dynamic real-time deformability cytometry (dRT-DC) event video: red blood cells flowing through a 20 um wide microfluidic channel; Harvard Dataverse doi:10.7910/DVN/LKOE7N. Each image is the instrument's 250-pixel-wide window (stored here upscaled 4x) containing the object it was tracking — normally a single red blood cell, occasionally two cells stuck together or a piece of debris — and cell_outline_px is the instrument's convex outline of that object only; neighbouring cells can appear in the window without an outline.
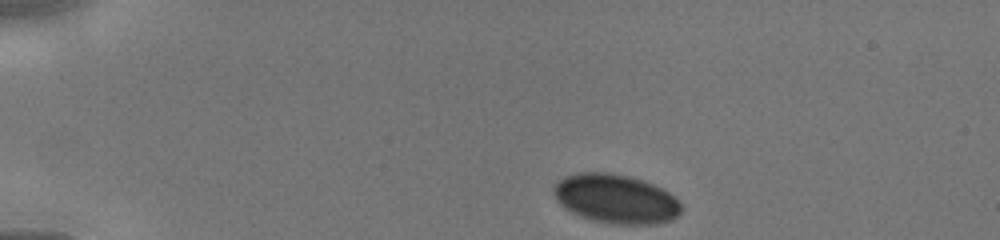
{"species": "human", "species_latin": "Homo sapiens", "temperature_condition": "cold", "stored_images_in_passage": 16, "camera_frame_rate_fps": 3000, "um_per_image_px": 0.085, "donor": {"sex": "male"}, "frame": {"image": 1, "passage_image": 1, "time_ms": 0.0, "image_size_px": [1000, 240], "cell_outline_px": [[680, 212], [672, 220], [656, 224], [616, 224], [592, 220], [580, 216], [572, 212], [560, 204], [556, 200], [552, 192], [552, 188], [564, 176], [580, 172], [608, 172], [628, 176], [644, 180], [668, 192], [680, 204]], "centroid_in_image_um": [52.3, 16.9], "position_along_channel_um": 32.7, "area_um2": 36.36}}
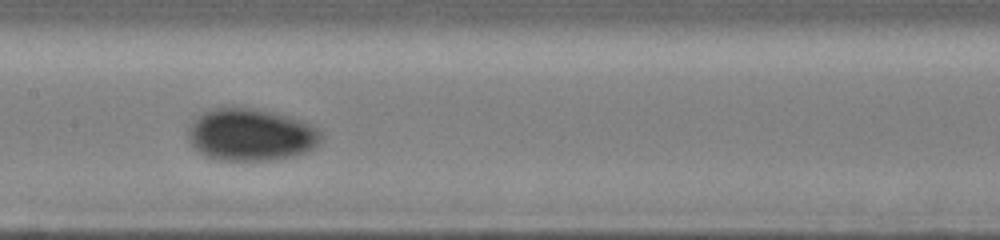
{"frame": {"image": 2, "passage_image": 12, "time_ms": 5.0, "image_size_px": [1000, 240], "cell_outline_px": [[324, 136], [320, 144], [316, 148], [308, 152], [296, 156], [272, 160], [216, 160], [200, 152], [188, 140], [188, 124], [192, 116], [212, 108], [252, 108], [272, 112], [288, 116], [312, 124], [320, 128], [324, 132]], "centroid_in_image_um": [21.36, 11.45], "position_along_channel_um": 186.0, "area_um2": 41.33}}
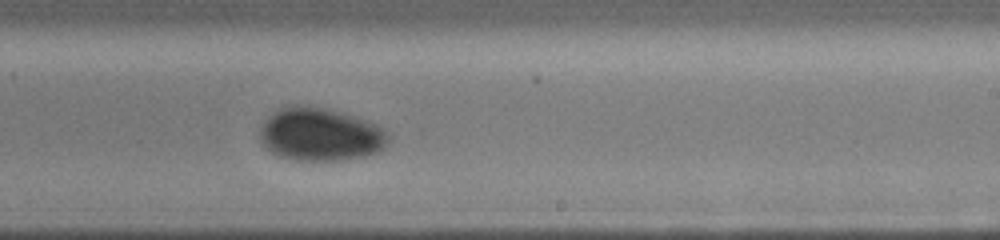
{"frame": {"image": 3, "passage_image": 16, "time_ms": 6.667, "image_size_px": [1000, 240], "cell_outline_px": [[392, 136], [384, 148], [380, 152], [364, 156], [340, 160], [296, 160], [280, 156], [272, 152], [260, 140], [260, 128], [264, 120], [272, 112], [288, 104], [292, 104], [324, 108], [340, 112], [368, 120], [380, 124]], "centroid_in_image_um": [27.27, 11.41], "position_along_channel_um": 261.7, "area_um2": 40.11}}